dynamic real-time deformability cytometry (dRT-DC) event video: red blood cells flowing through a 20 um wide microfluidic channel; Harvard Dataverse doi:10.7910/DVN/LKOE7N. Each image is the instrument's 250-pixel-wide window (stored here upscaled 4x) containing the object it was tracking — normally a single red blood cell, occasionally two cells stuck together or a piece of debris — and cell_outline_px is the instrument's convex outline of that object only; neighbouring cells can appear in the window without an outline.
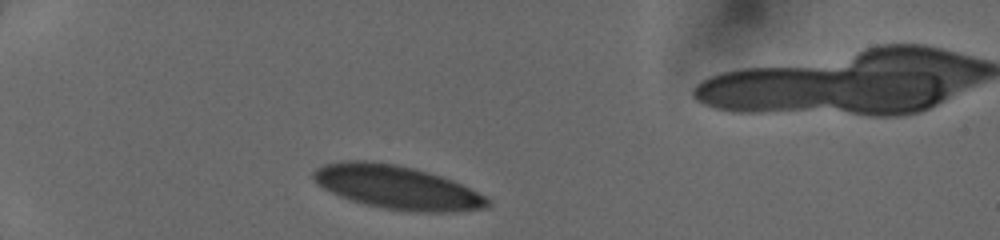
{"species": "human", "species_latin": "Homo sapiens", "temperature_condition": "cold", "stored_images_in_passage": 36, "camera_frame_rate_fps": 3000, "um_per_image_px": 0.085, "donor": {"sex": "female"}, "frame": {"image": 1, "passage_image": 1, "time_ms": 0.0, "image_size_px": [1000, 240], "cell_outline_px": [[492, 204], [488, 208], [452, 212], [416, 212], [380, 208], [364, 204], [340, 196], [324, 188], [312, 176], [312, 172], [316, 168], [324, 164], [340, 160], [368, 160], [396, 164], [428, 172], [452, 180], [492, 200]], "centroid_in_image_um": [33.75, 15.92], "position_along_channel_um": 51.3, "area_um2": 44.16}}
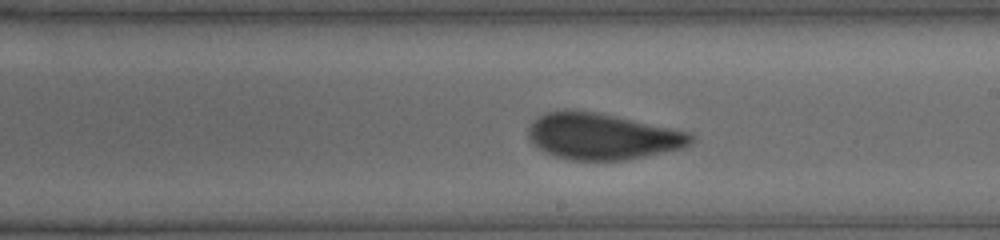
{"frame": {"image": 2, "passage_image": 20, "time_ms": 5.333, "image_size_px": [1000, 240], "cell_outline_px": [[696, 140], [692, 144], [684, 148], [624, 160], [572, 160], [556, 156], [544, 152], [528, 140], [528, 128], [540, 116], [548, 112], [596, 112], [692, 132], [696, 136]], "centroid_in_image_um": [51.28, 11.62], "position_along_channel_um": 237.7, "area_um2": 43.41}}
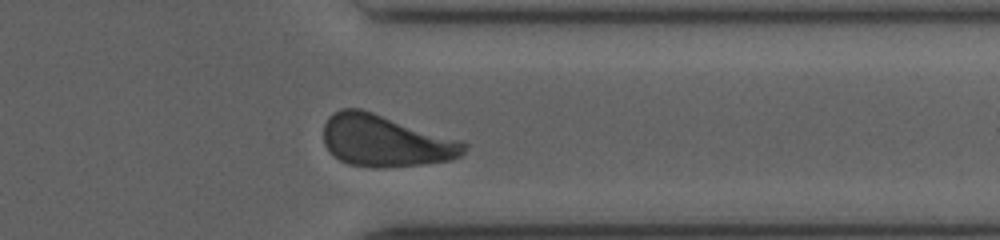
{"frame": {"image": 3, "passage_image": 32, "time_ms": 8.667, "image_size_px": [1000, 240], "cell_outline_px": [[468, 148], [460, 156], [452, 160], [424, 164], [376, 168], [372, 168], [348, 164], [340, 160], [324, 144], [324, 124], [328, 116], [332, 112], [340, 108], [360, 108], [464, 140], [468, 144]], "centroid_in_image_um": [32.8, 11.96], "position_along_channel_um": 378.6, "area_um2": 42.83}}